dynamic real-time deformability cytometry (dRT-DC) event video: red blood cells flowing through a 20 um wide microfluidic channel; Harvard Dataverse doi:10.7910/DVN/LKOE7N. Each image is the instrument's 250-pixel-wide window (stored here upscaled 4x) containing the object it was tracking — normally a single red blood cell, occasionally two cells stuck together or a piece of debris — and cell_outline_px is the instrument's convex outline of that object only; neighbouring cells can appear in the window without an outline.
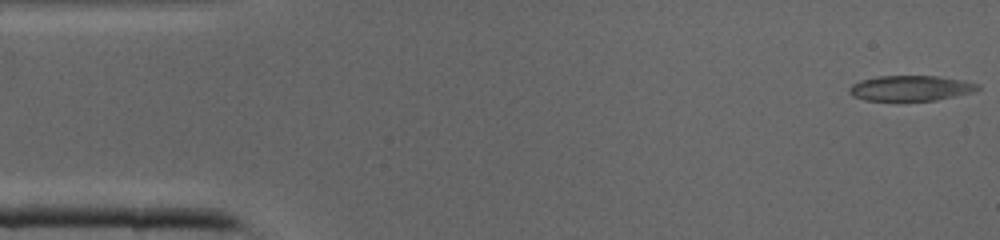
{"species": "common noctule bat (a hibernating species)", "species_latin": "Nyctalus noctula", "temperature_condition": "cold", "stored_images_in_passage": 7, "camera_frame_rate_fps": 3000, "um_per_image_px": 0.085, "animal": {"sex": "male", "body_mass_g": 19.0, "forearm_length_mm": 50.8}, "frame": {"image": 1, "passage_image": 1, "time_ms": 0.0, "image_size_px": [1000, 240], "cell_outline_px": [[980, 88], [972, 92], [936, 100], [864, 100], [852, 96], [848, 92], [848, 88], [852, 84], [860, 80], [880, 76], [936, 76], [964, 80], [980, 84]], "centroid_in_image_um": [77.39, 7.49], "position_along_channel_um": 7.6, "area_um2": 18.9}}